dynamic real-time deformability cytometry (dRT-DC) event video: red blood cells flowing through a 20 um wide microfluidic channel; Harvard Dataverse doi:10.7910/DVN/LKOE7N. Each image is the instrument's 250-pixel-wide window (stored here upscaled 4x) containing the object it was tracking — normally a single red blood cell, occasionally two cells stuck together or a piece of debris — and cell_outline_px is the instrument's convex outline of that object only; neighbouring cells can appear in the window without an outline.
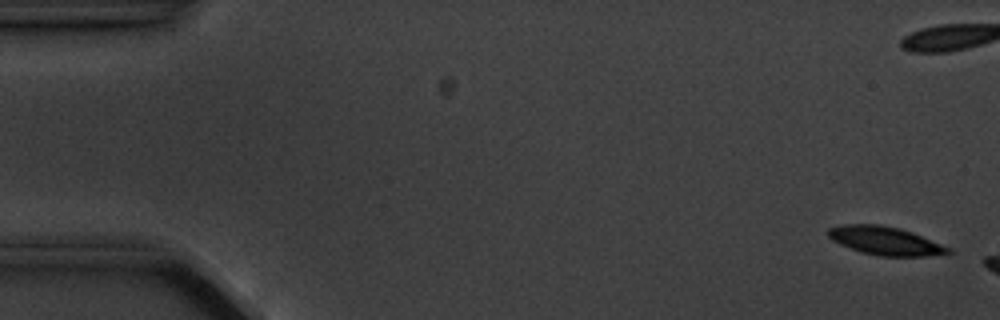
{"species": "common noctule bat (a hibernating species)", "species_latin": "Nyctalus noctula", "temperature_condition": "cold", "stored_images_in_passage": 4, "camera_frame_rate_fps": 3000, "um_per_image_px": 0.085, "animal": {"sex": "male", "body_mass_g": 20.1, "forearm_length_mm": 53.5}, "frame": {"image": 1, "passage_image": 1, "time_ms": 0.0, "image_size_px": [1000, 320], "cell_outline_px": [[952, 252], [924, 256], [880, 256], [860, 252], [840, 244], [832, 240], [828, 236], [828, 228], [844, 224], [880, 224], [900, 228], [912, 232], [952, 248]], "centroid_in_image_um": [75.23, 20.46], "position_along_channel_um": 9.8, "area_um2": 19.83}}